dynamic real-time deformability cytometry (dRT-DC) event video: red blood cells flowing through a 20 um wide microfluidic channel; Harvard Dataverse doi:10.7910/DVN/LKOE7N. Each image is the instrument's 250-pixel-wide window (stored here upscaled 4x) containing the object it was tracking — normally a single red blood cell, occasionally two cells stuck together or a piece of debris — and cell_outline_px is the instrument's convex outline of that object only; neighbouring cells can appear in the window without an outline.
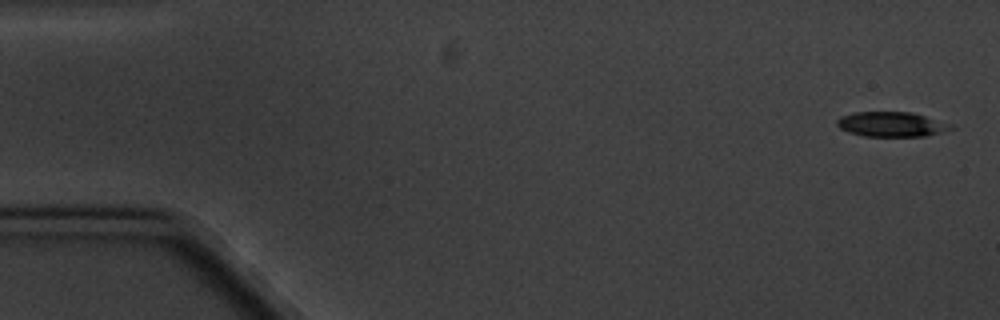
{"species": "common noctule bat (a hibernating species)", "species_latin": "Nyctalus noctula", "temperature_condition": "cold", "stored_images_in_passage": 8, "camera_frame_rate_fps": 3000, "um_per_image_px": 0.085, "animal": {"sex": "male", "body_mass_g": 20.1, "forearm_length_mm": 53.5}, "frame": {"image": 1, "passage_image": 1, "time_ms": 0.0, "image_size_px": [1000, 320], "cell_outline_px": [[956, 128], [924, 136], [864, 136], [848, 132], [840, 128], [836, 124], [836, 120], [840, 116], [856, 112], [912, 112], [952, 124]], "centroid_in_image_um": [75.77, 10.56], "position_along_channel_um": 9.2, "area_um2": 16.47}}
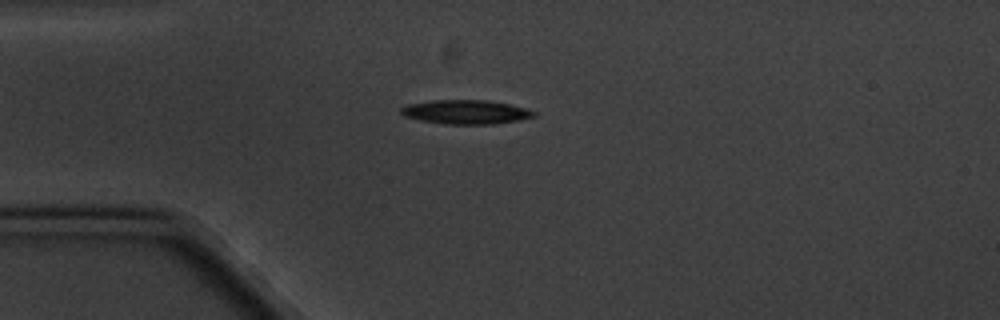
{"frame": {"image": 2, "passage_image": 4, "time_ms": 4.333, "image_size_px": [1000, 320], "cell_outline_px": [[536, 116], [516, 120], [492, 124], [444, 124], [420, 120], [404, 116], [400, 112], [400, 108], [408, 104], [432, 100], [488, 100], [508, 104], [524, 108], [536, 112]], "centroid_in_image_um": [39.55, 9.51], "position_along_channel_um": 45.4, "area_um2": 18.5}}
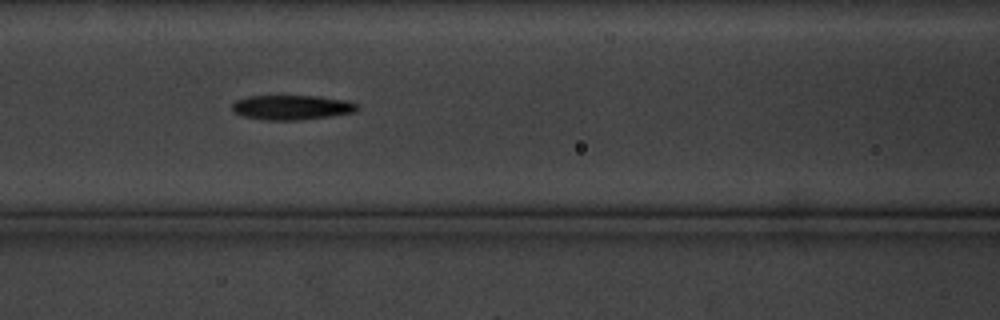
{"frame": {"image": 3, "passage_image": 7, "time_ms": 7.667, "image_size_px": [1000, 320], "cell_outline_px": [[360, 108], [352, 112], [328, 116], [300, 120], [268, 120], [244, 116], [232, 112], [232, 104], [236, 100], [248, 96], [320, 96], [344, 100], [356, 104]], "centroid_in_image_um": [24.75, 9.12], "position_along_channel_um": 141.8, "area_um2": 17.8}}